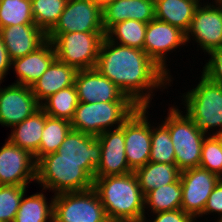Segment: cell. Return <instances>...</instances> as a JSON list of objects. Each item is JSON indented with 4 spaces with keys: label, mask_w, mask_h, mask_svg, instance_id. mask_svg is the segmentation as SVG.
Returning a JSON list of instances; mask_svg holds the SVG:
<instances>
[{
    "label": "cell",
    "mask_w": 222,
    "mask_h": 222,
    "mask_svg": "<svg viewBox=\"0 0 222 222\" xmlns=\"http://www.w3.org/2000/svg\"><path fill=\"white\" fill-rule=\"evenodd\" d=\"M106 32H71L57 34L52 40L56 59L85 70L95 68L101 42Z\"/></svg>",
    "instance_id": "obj_7"
},
{
    "label": "cell",
    "mask_w": 222,
    "mask_h": 222,
    "mask_svg": "<svg viewBox=\"0 0 222 222\" xmlns=\"http://www.w3.org/2000/svg\"><path fill=\"white\" fill-rule=\"evenodd\" d=\"M35 24L31 0H0V28Z\"/></svg>",
    "instance_id": "obj_32"
},
{
    "label": "cell",
    "mask_w": 222,
    "mask_h": 222,
    "mask_svg": "<svg viewBox=\"0 0 222 222\" xmlns=\"http://www.w3.org/2000/svg\"><path fill=\"white\" fill-rule=\"evenodd\" d=\"M42 192L28 197L24 193L13 222H53L54 195L48 202Z\"/></svg>",
    "instance_id": "obj_26"
},
{
    "label": "cell",
    "mask_w": 222,
    "mask_h": 222,
    "mask_svg": "<svg viewBox=\"0 0 222 222\" xmlns=\"http://www.w3.org/2000/svg\"><path fill=\"white\" fill-rule=\"evenodd\" d=\"M216 222H222V216L218 217V219L216 220Z\"/></svg>",
    "instance_id": "obj_43"
},
{
    "label": "cell",
    "mask_w": 222,
    "mask_h": 222,
    "mask_svg": "<svg viewBox=\"0 0 222 222\" xmlns=\"http://www.w3.org/2000/svg\"><path fill=\"white\" fill-rule=\"evenodd\" d=\"M71 129L69 120L51 117L45 113V125L37 151V161L43 156L55 153Z\"/></svg>",
    "instance_id": "obj_30"
},
{
    "label": "cell",
    "mask_w": 222,
    "mask_h": 222,
    "mask_svg": "<svg viewBox=\"0 0 222 222\" xmlns=\"http://www.w3.org/2000/svg\"><path fill=\"white\" fill-rule=\"evenodd\" d=\"M155 215V216H154ZM154 218L147 220V217L144 218L145 222H195L197 219L186 212L181 208L173 211L158 212L153 215Z\"/></svg>",
    "instance_id": "obj_37"
},
{
    "label": "cell",
    "mask_w": 222,
    "mask_h": 222,
    "mask_svg": "<svg viewBox=\"0 0 222 222\" xmlns=\"http://www.w3.org/2000/svg\"><path fill=\"white\" fill-rule=\"evenodd\" d=\"M210 58L207 60L201 71L209 81L222 85V49L207 53Z\"/></svg>",
    "instance_id": "obj_36"
},
{
    "label": "cell",
    "mask_w": 222,
    "mask_h": 222,
    "mask_svg": "<svg viewBox=\"0 0 222 222\" xmlns=\"http://www.w3.org/2000/svg\"><path fill=\"white\" fill-rule=\"evenodd\" d=\"M150 107H137L124 121L125 154L129 168L136 169L149 162L151 151Z\"/></svg>",
    "instance_id": "obj_10"
},
{
    "label": "cell",
    "mask_w": 222,
    "mask_h": 222,
    "mask_svg": "<svg viewBox=\"0 0 222 222\" xmlns=\"http://www.w3.org/2000/svg\"><path fill=\"white\" fill-rule=\"evenodd\" d=\"M200 78L195 88L180 96L181 101L184 100L181 104L199 131L205 135H211L209 131H212L215 135L222 131V85L209 81L202 74Z\"/></svg>",
    "instance_id": "obj_3"
},
{
    "label": "cell",
    "mask_w": 222,
    "mask_h": 222,
    "mask_svg": "<svg viewBox=\"0 0 222 222\" xmlns=\"http://www.w3.org/2000/svg\"><path fill=\"white\" fill-rule=\"evenodd\" d=\"M28 186L0 185V222H13Z\"/></svg>",
    "instance_id": "obj_34"
},
{
    "label": "cell",
    "mask_w": 222,
    "mask_h": 222,
    "mask_svg": "<svg viewBox=\"0 0 222 222\" xmlns=\"http://www.w3.org/2000/svg\"><path fill=\"white\" fill-rule=\"evenodd\" d=\"M210 213H217L219 215L218 217L222 216V178L219 180L209 195L203 211V216Z\"/></svg>",
    "instance_id": "obj_38"
},
{
    "label": "cell",
    "mask_w": 222,
    "mask_h": 222,
    "mask_svg": "<svg viewBox=\"0 0 222 222\" xmlns=\"http://www.w3.org/2000/svg\"><path fill=\"white\" fill-rule=\"evenodd\" d=\"M95 68L138 107H150L152 93L163 91L174 80L144 50L116 44L106 36Z\"/></svg>",
    "instance_id": "obj_1"
},
{
    "label": "cell",
    "mask_w": 222,
    "mask_h": 222,
    "mask_svg": "<svg viewBox=\"0 0 222 222\" xmlns=\"http://www.w3.org/2000/svg\"><path fill=\"white\" fill-rule=\"evenodd\" d=\"M96 137L101 144V161L95 177L133 172L128 166L125 154L124 123L121 127L107 130Z\"/></svg>",
    "instance_id": "obj_18"
},
{
    "label": "cell",
    "mask_w": 222,
    "mask_h": 222,
    "mask_svg": "<svg viewBox=\"0 0 222 222\" xmlns=\"http://www.w3.org/2000/svg\"><path fill=\"white\" fill-rule=\"evenodd\" d=\"M215 136L217 137V139L219 140V142L222 146V131H220L219 133H216Z\"/></svg>",
    "instance_id": "obj_42"
},
{
    "label": "cell",
    "mask_w": 222,
    "mask_h": 222,
    "mask_svg": "<svg viewBox=\"0 0 222 222\" xmlns=\"http://www.w3.org/2000/svg\"><path fill=\"white\" fill-rule=\"evenodd\" d=\"M182 187L180 178L171 184L161 186L144 196L145 211L150 214L173 211L181 208Z\"/></svg>",
    "instance_id": "obj_27"
},
{
    "label": "cell",
    "mask_w": 222,
    "mask_h": 222,
    "mask_svg": "<svg viewBox=\"0 0 222 222\" xmlns=\"http://www.w3.org/2000/svg\"><path fill=\"white\" fill-rule=\"evenodd\" d=\"M78 70L55 59L41 77L31 86L32 93L41 104L50 95L73 86Z\"/></svg>",
    "instance_id": "obj_22"
},
{
    "label": "cell",
    "mask_w": 222,
    "mask_h": 222,
    "mask_svg": "<svg viewBox=\"0 0 222 222\" xmlns=\"http://www.w3.org/2000/svg\"><path fill=\"white\" fill-rule=\"evenodd\" d=\"M74 85L77 90L79 102L131 101L96 68L78 70Z\"/></svg>",
    "instance_id": "obj_17"
},
{
    "label": "cell",
    "mask_w": 222,
    "mask_h": 222,
    "mask_svg": "<svg viewBox=\"0 0 222 222\" xmlns=\"http://www.w3.org/2000/svg\"><path fill=\"white\" fill-rule=\"evenodd\" d=\"M107 222H145L144 219L139 220H108Z\"/></svg>",
    "instance_id": "obj_41"
},
{
    "label": "cell",
    "mask_w": 222,
    "mask_h": 222,
    "mask_svg": "<svg viewBox=\"0 0 222 222\" xmlns=\"http://www.w3.org/2000/svg\"><path fill=\"white\" fill-rule=\"evenodd\" d=\"M104 206L94 188L54 195L53 222H107Z\"/></svg>",
    "instance_id": "obj_8"
},
{
    "label": "cell",
    "mask_w": 222,
    "mask_h": 222,
    "mask_svg": "<svg viewBox=\"0 0 222 222\" xmlns=\"http://www.w3.org/2000/svg\"><path fill=\"white\" fill-rule=\"evenodd\" d=\"M213 2L206 1L205 4L204 0L203 3L201 1L185 33L186 44L192 38L204 54L222 49V0Z\"/></svg>",
    "instance_id": "obj_9"
},
{
    "label": "cell",
    "mask_w": 222,
    "mask_h": 222,
    "mask_svg": "<svg viewBox=\"0 0 222 222\" xmlns=\"http://www.w3.org/2000/svg\"><path fill=\"white\" fill-rule=\"evenodd\" d=\"M140 189L145 196L150 191L176 182L181 171L176 163H157L149 161L134 171Z\"/></svg>",
    "instance_id": "obj_25"
},
{
    "label": "cell",
    "mask_w": 222,
    "mask_h": 222,
    "mask_svg": "<svg viewBox=\"0 0 222 222\" xmlns=\"http://www.w3.org/2000/svg\"><path fill=\"white\" fill-rule=\"evenodd\" d=\"M79 104L75 85L50 95L41 103V109L51 117L71 121Z\"/></svg>",
    "instance_id": "obj_28"
},
{
    "label": "cell",
    "mask_w": 222,
    "mask_h": 222,
    "mask_svg": "<svg viewBox=\"0 0 222 222\" xmlns=\"http://www.w3.org/2000/svg\"><path fill=\"white\" fill-rule=\"evenodd\" d=\"M68 0H31L35 24L46 34L58 22Z\"/></svg>",
    "instance_id": "obj_31"
},
{
    "label": "cell",
    "mask_w": 222,
    "mask_h": 222,
    "mask_svg": "<svg viewBox=\"0 0 222 222\" xmlns=\"http://www.w3.org/2000/svg\"><path fill=\"white\" fill-rule=\"evenodd\" d=\"M97 192L108 220H139L146 217L144 195L134 172L94 177Z\"/></svg>",
    "instance_id": "obj_2"
},
{
    "label": "cell",
    "mask_w": 222,
    "mask_h": 222,
    "mask_svg": "<svg viewBox=\"0 0 222 222\" xmlns=\"http://www.w3.org/2000/svg\"><path fill=\"white\" fill-rule=\"evenodd\" d=\"M202 0H155V19L186 33Z\"/></svg>",
    "instance_id": "obj_24"
},
{
    "label": "cell",
    "mask_w": 222,
    "mask_h": 222,
    "mask_svg": "<svg viewBox=\"0 0 222 222\" xmlns=\"http://www.w3.org/2000/svg\"><path fill=\"white\" fill-rule=\"evenodd\" d=\"M127 19L148 23L155 19V0H114L102 10V25L107 32Z\"/></svg>",
    "instance_id": "obj_21"
},
{
    "label": "cell",
    "mask_w": 222,
    "mask_h": 222,
    "mask_svg": "<svg viewBox=\"0 0 222 222\" xmlns=\"http://www.w3.org/2000/svg\"><path fill=\"white\" fill-rule=\"evenodd\" d=\"M101 10L107 5L111 4L114 0H92Z\"/></svg>",
    "instance_id": "obj_40"
},
{
    "label": "cell",
    "mask_w": 222,
    "mask_h": 222,
    "mask_svg": "<svg viewBox=\"0 0 222 222\" xmlns=\"http://www.w3.org/2000/svg\"><path fill=\"white\" fill-rule=\"evenodd\" d=\"M11 68V60L8 56V52L6 46L4 45V41L0 36V82H4V78L8 75V72ZM9 70V71H8Z\"/></svg>",
    "instance_id": "obj_39"
},
{
    "label": "cell",
    "mask_w": 222,
    "mask_h": 222,
    "mask_svg": "<svg viewBox=\"0 0 222 222\" xmlns=\"http://www.w3.org/2000/svg\"><path fill=\"white\" fill-rule=\"evenodd\" d=\"M0 36L11 61L36 51L47 41V34L36 24L3 27Z\"/></svg>",
    "instance_id": "obj_19"
},
{
    "label": "cell",
    "mask_w": 222,
    "mask_h": 222,
    "mask_svg": "<svg viewBox=\"0 0 222 222\" xmlns=\"http://www.w3.org/2000/svg\"><path fill=\"white\" fill-rule=\"evenodd\" d=\"M186 46L185 33L169 23L154 19L147 23L143 50L171 78L167 53Z\"/></svg>",
    "instance_id": "obj_13"
},
{
    "label": "cell",
    "mask_w": 222,
    "mask_h": 222,
    "mask_svg": "<svg viewBox=\"0 0 222 222\" xmlns=\"http://www.w3.org/2000/svg\"><path fill=\"white\" fill-rule=\"evenodd\" d=\"M45 191L54 195L63 192L84 191L93 188L94 180L78 162L60 158L57 152L41 157L36 162V181Z\"/></svg>",
    "instance_id": "obj_4"
},
{
    "label": "cell",
    "mask_w": 222,
    "mask_h": 222,
    "mask_svg": "<svg viewBox=\"0 0 222 222\" xmlns=\"http://www.w3.org/2000/svg\"><path fill=\"white\" fill-rule=\"evenodd\" d=\"M146 28L147 23L127 19L113 25L106 37L116 44L143 50Z\"/></svg>",
    "instance_id": "obj_29"
},
{
    "label": "cell",
    "mask_w": 222,
    "mask_h": 222,
    "mask_svg": "<svg viewBox=\"0 0 222 222\" xmlns=\"http://www.w3.org/2000/svg\"><path fill=\"white\" fill-rule=\"evenodd\" d=\"M45 125V112L40 108L32 116L15 125L11 129L8 140L34 156L37 162V151L40 147Z\"/></svg>",
    "instance_id": "obj_23"
},
{
    "label": "cell",
    "mask_w": 222,
    "mask_h": 222,
    "mask_svg": "<svg viewBox=\"0 0 222 222\" xmlns=\"http://www.w3.org/2000/svg\"><path fill=\"white\" fill-rule=\"evenodd\" d=\"M56 59L51 41H46L36 51L11 61L17 80L14 84L32 86Z\"/></svg>",
    "instance_id": "obj_20"
},
{
    "label": "cell",
    "mask_w": 222,
    "mask_h": 222,
    "mask_svg": "<svg viewBox=\"0 0 222 222\" xmlns=\"http://www.w3.org/2000/svg\"><path fill=\"white\" fill-rule=\"evenodd\" d=\"M199 166L222 178V146L215 135L204 138Z\"/></svg>",
    "instance_id": "obj_35"
},
{
    "label": "cell",
    "mask_w": 222,
    "mask_h": 222,
    "mask_svg": "<svg viewBox=\"0 0 222 222\" xmlns=\"http://www.w3.org/2000/svg\"><path fill=\"white\" fill-rule=\"evenodd\" d=\"M167 114L161 122L169 129L176 166L181 172L199 167L202 144L207 135L199 131L192 119L179 110L177 105L169 107Z\"/></svg>",
    "instance_id": "obj_5"
},
{
    "label": "cell",
    "mask_w": 222,
    "mask_h": 222,
    "mask_svg": "<svg viewBox=\"0 0 222 222\" xmlns=\"http://www.w3.org/2000/svg\"><path fill=\"white\" fill-rule=\"evenodd\" d=\"M56 152L63 160L80 163L94 180L101 161V144L96 136L71 129Z\"/></svg>",
    "instance_id": "obj_16"
},
{
    "label": "cell",
    "mask_w": 222,
    "mask_h": 222,
    "mask_svg": "<svg viewBox=\"0 0 222 222\" xmlns=\"http://www.w3.org/2000/svg\"><path fill=\"white\" fill-rule=\"evenodd\" d=\"M71 32H105L102 10L92 0H68L58 22L47 33V40Z\"/></svg>",
    "instance_id": "obj_11"
},
{
    "label": "cell",
    "mask_w": 222,
    "mask_h": 222,
    "mask_svg": "<svg viewBox=\"0 0 222 222\" xmlns=\"http://www.w3.org/2000/svg\"><path fill=\"white\" fill-rule=\"evenodd\" d=\"M32 181H36L34 156L7 139L0 148V185L27 186Z\"/></svg>",
    "instance_id": "obj_15"
},
{
    "label": "cell",
    "mask_w": 222,
    "mask_h": 222,
    "mask_svg": "<svg viewBox=\"0 0 222 222\" xmlns=\"http://www.w3.org/2000/svg\"><path fill=\"white\" fill-rule=\"evenodd\" d=\"M220 179L215 173L200 166L182 171L181 209L196 219L202 217L208 197Z\"/></svg>",
    "instance_id": "obj_12"
},
{
    "label": "cell",
    "mask_w": 222,
    "mask_h": 222,
    "mask_svg": "<svg viewBox=\"0 0 222 222\" xmlns=\"http://www.w3.org/2000/svg\"><path fill=\"white\" fill-rule=\"evenodd\" d=\"M40 108L30 86L12 83L2 88L0 85V125L3 127L12 128Z\"/></svg>",
    "instance_id": "obj_14"
},
{
    "label": "cell",
    "mask_w": 222,
    "mask_h": 222,
    "mask_svg": "<svg viewBox=\"0 0 222 222\" xmlns=\"http://www.w3.org/2000/svg\"><path fill=\"white\" fill-rule=\"evenodd\" d=\"M151 125V151L149 161L157 163H176L173 142L169 129L163 124Z\"/></svg>",
    "instance_id": "obj_33"
},
{
    "label": "cell",
    "mask_w": 222,
    "mask_h": 222,
    "mask_svg": "<svg viewBox=\"0 0 222 222\" xmlns=\"http://www.w3.org/2000/svg\"><path fill=\"white\" fill-rule=\"evenodd\" d=\"M137 107L132 101L79 102L70 121L71 128L98 136L107 130L121 127Z\"/></svg>",
    "instance_id": "obj_6"
}]
</instances>
